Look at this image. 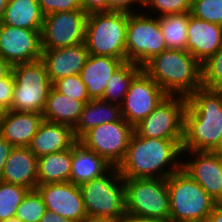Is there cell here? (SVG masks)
<instances>
[{"label":"cell","instance_id":"1","mask_svg":"<svg viewBox=\"0 0 222 222\" xmlns=\"http://www.w3.org/2000/svg\"><path fill=\"white\" fill-rule=\"evenodd\" d=\"M182 142L183 140L140 137L134 132L126 155L117 167L119 173L124 178L131 179H167L182 168L179 159L182 158Z\"/></svg>","mask_w":222,"mask_h":222},{"label":"cell","instance_id":"2","mask_svg":"<svg viewBox=\"0 0 222 222\" xmlns=\"http://www.w3.org/2000/svg\"><path fill=\"white\" fill-rule=\"evenodd\" d=\"M222 135V90L197 89L187 97L182 151H213Z\"/></svg>","mask_w":222,"mask_h":222},{"label":"cell","instance_id":"3","mask_svg":"<svg viewBox=\"0 0 222 222\" xmlns=\"http://www.w3.org/2000/svg\"><path fill=\"white\" fill-rule=\"evenodd\" d=\"M142 69L170 96L187 98L202 88L201 64L188 51L166 49Z\"/></svg>","mask_w":222,"mask_h":222},{"label":"cell","instance_id":"4","mask_svg":"<svg viewBox=\"0 0 222 222\" xmlns=\"http://www.w3.org/2000/svg\"><path fill=\"white\" fill-rule=\"evenodd\" d=\"M88 220L119 222L126 215L124 177L117 167L80 185Z\"/></svg>","mask_w":222,"mask_h":222},{"label":"cell","instance_id":"5","mask_svg":"<svg viewBox=\"0 0 222 222\" xmlns=\"http://www.w3.org/2000/svg\"><path fill=\"white\" fill-rule=\"evenodd\" d=\"M169 222H206L217 204L182 168L167 178Z\"/></svg>","mask_w":222,"mask_h":222},{"label":"cell","instance_id":"6","mask_svg":"<svg viewBox=\"0 0 222 222\" xmlns=\"http://www.w3.org/2000/svg\"><path fill=\"white\" fill-rule=\"evenodd\" d=\"M127 24L126 12L89 13L84 40L89 54L115 57L126 62Z\"/></svg>","mask_w":222,"mask_h":222},{"label":"cell","instance_id":"7","mask_svg":"<svg viewBox=\"0 0 222 222\" xmlns=\"http://www.w3.org/2000/svg\"><path fill=\"white\" fill-rule=\"evenodd\" d=\"M12 72L15 87L9 110L43 114L52 88L43 60L13 65Z\"/></svg>","mask_w":222,"mask_h":222},{"label":"cell","instance_id":"8","mask_svg":"<svg viewBox=\"0 0 222 222\" xmlns=\"http://www.w3.org/2000/svg\"><path fill=\"white\" fill-rule=\"evenodd\" d=\"M126 214L169 222L167 179L124 178Z\"/></svg>","mask_w":222,"mask_h":222},{"label":"cell","instance_id":"9","mask_svg":"<svg viewBox=\"0 0 222 222\" xmlns=\"http://www.w3.org/2000/svg\"><path fill=\"white\" fill-rule=\"evenodd\" d=\"M128 13L126 62L143 67L154 56L167 49L158 17L144 13Z\"/></svg>","mask_w":222,"mask_h":222},{"label":"cell","instance_id":"10","mask_svg":"<svg viewBox=\"0 0 222 222\" xmlns=\"http://www.w3.org/2000/svg\"><path fill=\"white\" fill-rule=\"evenodd\" d=\"M186 106V97L168 95L134 127V132L145 138L183 140Z\"/></svg>","mask_w":222,"mask_h":222},{"label":"cell","instance_id":"11","mask_svg":"<svg viewBox=\"0 0 222 222\" xmlns=\"http://www.w3.org/2000/svg\"><path fill=\"white\" fill-rule=\"evenodd\" d=\"M133 133L134 127L121 118L119 121L91 128L79 141L111 165L118 167L126 155Z\"/></svg>","mask_w":222,"mask_h":222},{"label":"cell","instance_id":"12","mask_svg":"<svg viewBox=\"0 0 222 222\" xmlns=\"http://www.w3.org/2000/svg\"><path fill=\"white\" fill-rule=\"evenodd\" d=\"M87 13L83 9L44 16L42 49H58L84 43Z\"/></svg>","mask_w":222,"mask_h":222},{"label":"cell","instance_id":"13","mask_svg":"<svg viewBox=\"0 0 222 222\" xmlns=\"http://www.w3.org/2000/svg\"><path fill=\"white\" fill-rule=\"evenodd\" d=\"M168 95L142 69L131 81L120 105L122 118L135 127Z\"/></svg>","mask_w":222,"mask_h":222},{"label":"cell","instance_id":"14","mask_svg":"<svg viewBox=\"0 0 222 222\" xmlns=\"http://www.w3.org/2000/svg\"><path fill=\"white\" fill-rule=\"evenodd\" d=\"M46 209L73 222L88 220L80 186L72 182H56L37 185Z\"/></svg>","mask_w":222,"mask_h":222},{"label":"cell","instance_id":"15","mask_svg":"<svg viewBox=\"0 0 222 222\" xmlns=\"http://www.w3.org/2000/svg\"><path fill=\"white\" fill-rule=\"evenodd\" d=\"M0 56L12 66L41 58V31L0 23Z\"/></svg>","mask_w":222,"mask_h":222},{"label":"cell","instance_id":"16","mask_svg":"<svg viewBox=\"0 0 222 222\" xmlns=\"http://www.w3.org/2000/svg\"><path fill=\"white\" fill-rule=\"evenodd\" d=\"M193 160L182 162V169L217 203L222 202V156L214 151H182Z\"/></svg>","mask_w":222,"mask_h":222},{"label":"cell","instance_id":"17","mask_svg":"<svg viewBox=\"0 0 222 222\" xmlns=\"http://www.w3.org/2000/svg\"><path fill=\"white\" fill-rule=\"evenodd\" d=\"M89 56L85 43L58 49H42L43 60L51 83L67 76L79 75Z\"/></svg>","mask_w":222,"mask_h":222},{"label":"cell","instance_id":"18","mask_svg":"<svg viewBox=\"0 0 222 222\" xmlns=\"http://www.w3.org/2000/svg\"><path fill=\"white\" fill-rule=\"evenodd\" d=\"M222 48V26L190 14L187 27L188 51L200 64Z\"/></svg>","mask_w":222,"mask_h":222},{"label":"cell","instance_id":"19","mask_svg":"<svg viewBox=\"0 0 222 222\" xmlns=\"http://www.w3.org/2000/svg\"><path fill=\"white\" fill-rule=\"evenodd\" d=\"M114 166L82 142L77 140L71 147V174L69 182L75 185L106 175Z\"/></svg>","mask_w":222,"mask_h":222},{"label":"cell","instance_id":"20","mask_svg":"<svg viewBox=\"0 0 222 222\" xmlns=\"http://www.w3.org/2000/svg\"><path fill=\"white\" fill-rule=\"evenodd\" d=\"M38 158L29 147H13L4 165L1 180L36 190Z\"/></svg>","mask_w":222,"mask_h":222},{"label":"cell","instance_id":"21","mask_svg":"<svg viewBox=\"0 0 222 222\" xmlns=\"http://www.w3.org/2000/svg\"><path fill=\"white\" fill-rule=\"evenodd\" d=\"M43 120L42 113L9 110L0 122V135L13 147H28Z\"/></svg>","mask_w":222,"mask_h":222},{"label":"cell","instance_id":"22","mask_svg":"<svg viewBox=\"0 0 222 222\" xmlns=\"http://www.w3.org/2000/svg\"><path fill=\"white\" fill-rule=\"evenodd\" d=\"M76 141L71 126L43 120L28 147L39 158L70 149Z\"/></svg>","mask_w":222,"mask_h":222},{"label":"cell","instance_id":"23","mask_svg":"<svg viewBox=\"0 0 222 222\" xmlns=\"http://www.w3.org/2000/svg\"><path fill=\"white\" fill-rule=\"evenodd\" d=\"M123 63V60L115 57L89 54L79 75L90 99H102L107 82Z\"/></svg>","mask_w":222,"mask_h":222},{"label":"cell","instance_id":"24","mask_svg":"<svg viewBox=\"0 0 222 222\" xmlns=\"http://www.w3.org/2000/svg\"><path fill=\"white\" fill-rule=\"evenodd\" d=\"M121 118L120 105L109 103L102 99H91L84 104L80 119L73 128L74 136L79 140L91 128L116 122Z\"/></svg>","mask_w":222,"mask_h":222},{"label":"cell","instance_id":"25","mask_svg":"<svg viewBox=\"0 0 222 222\" xmlns=\"http://www.w3.org/2000/svg\"><path fill=\"white\" fill-rule=\"evenodd\" d=\"M44 15L38 0H9L0 23L7 26L41 31Z\"/></svg>","mask_w":222,"mask_h":222},{"label":"cell","instance_id":"26","mask_svg":"<svg viewBox=\"0 0 222 222\" xmlns=\"http://www.w3.org/2000/svg\"><path fill=\"white\" fill-rule=\"evenodd\" d=\"M84 103L50 89L43 119L49 122L66 124L74 128L80 119Z\"/></svg>","mask_w":222,"mask_h":222},{"label":"cell","instance_id":"27","mask_svg":"<svg viewBox=\"0 0 222 222\" xmlns=\"http://www.w3.org/2000/svg\"><path fill=\"white\" fill-rule=\"evenodd\" d=\"M71 174V148L38 158V185L69 182Z\"/></svg>","mask_w":222,"mask_h":222},{"label":"cell","instance_id":"28","mask_svg":"<svg viewBox=\"0 0 222 222\" xmlns=\"http://www.w3.org/2000/svg\"><path fill=\"white\" fill-rule=\"evenodd\" d=\"M190 12L159 16V24L167 49L186 51Z\"/></svg>","mask_w":222,"mask_h":222},{"label":"cell","instance_id":"29","mask_svg":"<svg viewBox=\"0 0 222 222\" xmlns=\"http://www.w3.org/2000/svg\"><path fill=\"white\" fill-rule=\"evenodd\" d=\"M142 70V67L133 62H124L107 82L102 100L121 105L133 78Z\"/></svg>","mask_w":222,"mask_h":222},{"label":"cell","instance_id":"30","mask_svg":"<svg viewBox=\"0 0 222 222\" xmlns=\"http://www.w3.org/2000/svg\"><path fill=\"white\" fill-rule=\"evenodd\" d=\"M29 191L22 185L0 180V222L15 217L17 207Z\"/></svg>","mask_w":222,"mask_h":222},{"label":"cell","instance_id":"31","mask_svg":"<svg viewBox=\"0 0 222 222\" xmlns=\"http://www.w3.org/2000/svg\"><path fill=\"white\" fill-rule=\"evenodd\" d=\"M46 210V205L39 192L30 190L17 207L15 217L21 222H40Z\"/></svg>","mask_w":222,"mask_h":222},{"label":"cell","instance_id":"32","mask_svg":"<svg viewBox=\"0 0 222 222\" xmlns=\"http://www.w3.org/2000/svg\"><path fill=\"white\" fill-rule=\"evenodd\" d=\"M202 87L222 90V48L201 64Z\"/></svg>","mask_w":222,"mask_h":222},{"label":"cell","instance_id":"33","mask_svg":"<svg viewBox=\"0 0 222 222\" xmlns=\"http://www.w3.org/2000/svg\"><path fill=\"white\" fill-rule=\"evenodd\" d=\"M52 87L59 93L86 104L91 99L88 96L86 85L80 75L67 76L52 83Z\"/></svg>","mask_w":222,"mask_h":222},{"label":"cell","instance_id":"34","mask_svg":"<svg viewBox=\"0 0 222 222\" xmlns=\"http://www.w3.org/2000/svg\"><path fill=\"white\" fill-rule=\"evenodd\" d=\"M191 15L222 26V0H191Z\"/></svg>","mask_w":222,"mask_h":222},{"label":"cell","instance_id":"35","mask_svg":"<svg viewBox=\"0 0 222 222\" xmlns=\"http://www.w3.org/2000/svg\"><path fill=\"white\" fill-rule=\"evenodd\" d=\"M144 8L156 10L158 16L188 13L191 11V0H144Z\"/></svg>","mask_w":222,"mask_h":222},{"label":"cell","instance_id":"36","mask_svg":"<svg viewBox=\"0 0 222 222\" xmlns=\"http://www.w3.org/2000/svg\"><path fill=\"white\" fill-rule=\"evenodd\" d=\"M42 14L82 9V0H38Z\"/></svg>","mask_w":222,"mask_h":222},{"label":"cell","instance_id":"37","mask_svg":"<svg viewBox=\"0 0 222 222\" xmlns=\"http://www.w3.org/2000/svg\"><path fill=\"white\" fill-rule=\"evenodd\" d=\"M14 87L15 79L13 76V72H11L4 79L0 80V102L8 109H10L12 105Z\"/></svg>","mask_w":222,"mask_h":222},{"label":"cell","instance_id":"38","mask_svg":"<svg viewBox=\"0 0 222 222\" xmlns=\"http://www.w3.org/2000/svg\"><path fill=\"white\" fill-rule=\"evenodd\" d=\"M139 4L136 6H144V0H108V11H115V12H126V13H137L138 10L135 12L133 11L134 4Z\"/></svg>","mask_w":222,"mask_h":222},{"label":"cell","instance_id":"39","mask_svg":"<svg viewBox=\"0 0 222 222\" xmlns=\"http://www.w3.org/2000/svg\"><path fill=\"white\" fill-rule=\"evenodd\" d=\"M82 9L87 13L108 12V0H82Z\"/></svg>","mask_w":222,"mask_h":222},{"label":"cell","instance_id":"40","mask_svg":"<svg viewBox=\"0 0 222 222\" xmlns=\"http://www.w3.org/2000/svg\"><path fill=\"white\" fill-rule=\"evenodd\" d=\"M13 149V146L8 143L1 135H0V180L2 177L4 165L6 163L7 158L9 157V154L11 150Z\"/></svg>","mask_w":222,"mask_h":222},{"label":"cell","instance_id":"41","mask_svg":"<svg viewBox=\"0 0 222 222\" xmlns=\"http://www.w3.org/2000/svg\"><path fill=\"white\" fill-rule=\"evenodd\" d=\"M40 222H73V221L61 217L60 215L55 214L52 211L46 210L44 215L41 217Z\"/></svg>","mask_w":222,"mask_h":222},{"label":"cell","instance_id":"42","mask_svg":"<svg viewBox=\"0 0 222 222\" xmlns=\"http://www.w3.org/2000/svg\"><path fill=\"white\" fill-rule=\"evenodd\" d=\"M206 222H222V204H216Z\"/></svg>","mask_w":222,"mask_h":222},{"label":"cell","instance_id":"43","mask_svg":"<svg viewBox=\"0 0 222 222\" xmlns=\"http://www.w3.org/2000/svg\"><path fill=\"white\" fill-rule=\"evenodd\" d=\"M119 222H164L146 217H136L133 215L126 214Z\"/></svg>","mask_w":222,"mask_h":222},{"label":"cell","instance_id":"44","mask_svg":"<svg viewBox=\"0 0 222 222\" xmlns=\"http://www.w3.org/2000/svg\"><path fill=\"white\" fill-rule=\"evenodd\" d=\"M12 65L0 56V80L7 77L12 72Z\"/></svg>","mask_w":222,"mask_h":222},{"label":"cell","instance_id":"45","mask_svg":"<svg viewBox=\"0 0 222 222\" xmlns=\"http://www.w3.org/2000/svg\"><path fill=\"white\" fill-rule=\"evenodd\" d=\"M8 2H9V0H0V22L3 19L4 12H5Z\"/></svg>","mask_w":222,"mask_h":222},{"label":"cell","instance_id":"46","mask_svg":"<svg viewBox=\"0 0 222 222\" xmlns=\"http://www.w3.org/2000/svg\"><path fill=\"white\" fill-rule=\"evenodd\" d=\"M9 109L0 102V122L5 118Z\"/></svg>","mask_w":222,"mask_h":222},{"label":"cell","instance_id":"47","mask_svg":"<svg viewBox=\"0 0 222 222\" xmlns=\"http://www.w3.org/2000/svg\"><path fill=\"white\" fill-rule=\"evenodd\" d=\"M213 151L222 156V135L220 136L218 146Z\"/></svg>","mask_w":222,"mask_h":222},{"label":"cell","instance_id":"48","mask_svg":"<svg viewBox=\"0 0 222 222\" xmlns=\"http://www.w3.org/2000/svg\"><path fill=\"white\" fill-rule=\"evenodd\" d=\"M1 222H21L18 218L13 217V218H9L7 220H3Z\"/></svg>","mask_w":222,"mask_h":222},{"label":"cell","instance_id":"49","mask_svg":"<svg viewBox=\"0 0 222 222\" xmlns=\"http://www.w3.org/2000/svg\"><path fill=\"white\" fill-rule=\"evenodd\" d=\"M86 222H115V221L87 220Z\"/></svg>","mask_w":222,"mask_h":222}]
</instances>
